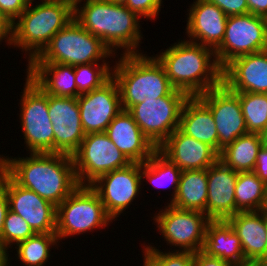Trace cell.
<instances>
[{"label": "cell", "mask_w": 267, "mask_h": 266, "mask_svg": "<svg viewBox=\"0 0 267 266\" xmlns=\"http://www.w3.org/2000/svg\"><path fill=\"white\" fill-rule=\"evenodd\" d=\"M261 139V145L263 148L267 149V125L266 127L259 133Z\"/></svg>", "instance_id": "cell-46"}, {"label": "cell", "mask_w": 267, "mask_h": 266, "mask_svg": "<svg viewBox=\"0 0 267 266\" xmlns=\"http://www.w3.org/2000/svg\"><path fill=\"white\" fill-rule=\"evenodd\" d=\"M74 7V19L92 35L100 38L112 53L118 48L122 54L141 53L138 48L143 38L141 18L125 5L109 0H85ZM81 6V7H80Z\"/></svg>", "instance_id": "cell-3"}, {"label": "cell", "mask_w": 267, "mask_h": 266, "mask_svg": "<svg viewBox=\"0 0 267 266\" xmlns=\"http://www.w3.org/2000/svg\"><path fill=\"white\" fill-rule=\"evenodd\" d=\"M58 241L56 233H35L16 245V258L24 266H44L50 257V246H56Z\"/></svg>", "instance_id": "cell-31"}, {"label": "cell", "mask_w": 267, "mask_h": 266, "mask_svg": "<svg viewBox=\"0 0 267 266\" xmlns=\"http://www.w3.org/2000/svg\"><path fill=\"white\" fill-rule=\"evenodd\" d=\"M227 221L241 240L246 260L258 261L267 257L265 208L259 211L238 212Z\"/></svg>", "instance_id": "cell-23"}, {"label": "cell", "mask_w": 267, "mask_h": 266, "mask_svg": "<svg viewBox=\"0 0 267 266\" xmlns=\"http://www.w3.org/2000/svg\"><path fill=\"white\" fill-rule=\"evenodd\" d=\"M231 263L206 255L202 251L194 253L193 266H229Z\"/></svg>", "instance_id": "cell-40"}, {"label": "cell", "mask_w": 267, "mask_h": 266, "mask_svg": "<svg viewBox=\"0 0 267 266\" xmlns=\"http://www.w3.org/2000/svg\"><path fill=\"white\" fill-rule=\"evenodd\" d=\"M179 129L197 141L211 146L218 153V132L210 109L197 97L183 104Z\"/></svg>", "instance_id": "cell-25"}, {"label": "cell", "mask_w": 267, "mask_h": 266, "mask_svg": "<svg viewBox=\"0 0 267 266\" xmlns=\"http://www.w3.org/2000/svg\"><path fill=\"white\" fill-rule=\"evenodd\" d=\"M9 248H5L0 244V266H8L10 265L9 252L7 251ZM9 259V260H8Z\"/></svg>", "instance_id": "cell-44"}, {"label": "cell", "mask_w": 267, "mask_h": 266, "mask_svg": "<svg viewBox=\"0 0 267 266\" xmlns=\"http://www.w3.org/2000/svg\"><path fill=\"white\" fill-rule=\"evenodd\" d=\"M172 45L155 57L175 89L195 97L222 83V68L214 50L189 40Z\"/></svg>", "instance_id": "cell-2"}, {"label": "cell", "mask_w": 267, "mask_h": 266, "mask_svg": "<svg viewBox=\"0 0 267 266\" xmlns=\"http://www.w3.org/2000/svg\"><path fill=\"white\" fill-rule=\"evenodd\" d=\"M265 225H266V232H267V209H265Z\"/></svg>", "instance_id": "cell-50"}, {"label": "cell", "mask_w": 267, "mask_h": 266, "mask_svg": "<svg viewBox=\"0 0 267 266\" xmlns=\"http://www.w3.org/2000/svg\"><path fill=\"white\" fill-rule=\"evenodd\" d=\"M267 50V19L252 13L228 16L221 45L215 50L223 69L234 58Z\"/></svg>", "instance_id": "cell-11"}, {"label": "cell", "mask_w": 267, "mask_h": 266, "mask_svg": "<svg viewBox=\"0 0 267 266\" xmlns=\"http://www.w3.org/2000/svg\"><path fill=\"white\" fill-rule=\"evenodd\" d=\"M58 1L69 3L74 8L76 5L80 4L83 0H58Z\"/></svg>", "instance_id": "cell-47"}, {"label": "cell", "mask_w": 267, "mask_h": 266, "mask_svg": "<svg viewBox=\"0 0 267 266\" xmlns=\"http://www.w3.org/2000/svg\"><path fill=\"white\" fill-rule=\"evenodd\" d=\"M238 172L217 160L207 169L206 215L211 220H227L236 214L235 187Z\"/></svg>", "instance_id": "cell-21"}, {"label": "cell", "mask_w": 267, "mask_h": 266, "mask_svg": "<svg viewBox=\"0 0 267 266\" xmlns=\"http://www.w3.org/2000/svg\"><path fill=\"white\" fill-rule=\"evenodd\" d=\"M30 154V157L14 159L1 155V168L18 185L34 191L57 207L79 186L72 156Z\"/></svg>", "instance_id": "cell-1"}, {"label": "cell", "mask_w": 267, "mask_h": 266, "mask_svg": "<svg viewBox=\"0 0 267 266\" xmlns=\"http://www.w3.org/2000/svg\"><path fill=\"white\" fill-rule=\"evenodd\" d=\"M208 195L207 169L183 170L176 195L170 205L206 214Z\"/></svg>", "instance_id": "cell-27"}, {"label": "cell", "mask_w": 267, "mask_h": 266, "mask_svg": "<svg viewBox=\"0 0 267 266\" xmlns=\"http://www.w3.org/2000/svg\"><path fill=\"white\" fill-rule=\"evenodd\" d=\"M105 133L132 163L142 164L157 151L128 111L122 110L108 125Z\"/></svg>", "instance_id": "cell-22"}, {"label": "cell", "mask_w": 267, "mask_h": 266, "mask_svg": "<svg viewBox=\"0 0 267 266\" xmlns=\"http://www.w3.org/2000/svg\"><path fill=\"white\" fill-rule=\"evenodd\" d=\"M161 252L149 244L144 246L145 266H193L194 253L189 251Z\"/></svg>", "instance_id": "cell-34"}, {"label": "cell", "mask_w": 267, "mask_h": 266, "mask_svg": "<svg viewBox=\"0 0 267 266\" xmlns=\"http://www.w3.org/2000/svg\"><path fill=\"white\" fill-rule=\"evenodd\" d=\"M157 214L153 220L167 245L178 246V251H202L206 228L211 221L205 213L179 209L168 203Z\"/></svg>", "instance_id": "cell-12"}, {"label": "cell", "mask_w": 267, "mask_h": 266, "mask_svg": "<svg viewBox=\"0 0 267 266\" xmlns=\"http://www.w3.org/2000/svg\"><path fill=\"white\" fill-rule=\"evenodd\" d=\"M9 210L20 215L35 233H56V206L18 185L6 173Z\"/></svg>", "instance_id": "cell-17"}, {"label": "cell", "mask_w": 267, "mask_h": 266, "mask_svg": "<svg viewBox=\"0 0 267 266\" xmlns=\"http://www.w3.org/2000/svg\"><path fill=\"white\" fill-rule=\"evenodd\" d=\"M212 112L218 132V154L247 132L238 93L223 82L197 96Z\"/></svg>", "instance_id": "cell-13"}, {"label": "cell", "mask_w": 267, "mask_h": 266, "mask_svg": "<svg viewBox=\"0 0 267 266\" xmlns=\"http://www.w3.org/2000/svg\"><path fill=\"white\" fill-rule=\"evenodd\" d=\"M108 62L89 63L74 66L78 92L84 94L101 87L112 77V67ZM111 71V72H110Z\"/></svg>", "instance_id": "cell-33"}, {"label": "cell", "mask_w": 267, "mask_h": 266, "mask_svg": "<svg viewBox=\"0 0 267 266\" xmlns=\"http://www.w3.org/2000/svg\"><path fill=\"white\" fill-rule=\"evenodd\" d=\"M229 266H258L255 260H244L241 262L231 263Z\"/></svg>", "instance_id": "cell-45"}, {"label": "cell", "mask_w": 267, "mask_h": 266, "mask_svg": "<svg viewBox=\"0 0 267 266\" xmlns=\"http://www.w3.org/2000/svg\"><path fill=\"white\" fill-rule=\"evenodd\" d=\"M253 172L267 185V149L259 150Z\"/></svg>", "instance_id": "cell-41"}, {"label": "cell", "mask_w": 267, "mask_h": 266, "mask_svg": "<svg viewBox=\"0 0 267 266\" xmlns=\"http://www.w3.org/2000/svg\"><path fill=\"white\" fill-rule=\"evenodd\" d=\"M98 194L89 185H79L56 207L58 240L104 228L112 222Z\"/></svg>", "instance_id": "cell-7"}, {"label": "cell", "mask_w": 267, "mask_h": 266, "mask_svg": "<svg viewBox=\"0 0 267 266\" xmlns=\"http://www.w3.org/2000/svg\"><path fill=\"white\" fill-rule=\"evenodd\" d=\"M120 57L112 68V77L118 84L123 110L128 111L145 98L167 96L175 89L156 57L143 53L121 54Z\"/></svg>", "instance_id": "cell-5"}, {"label": "cell", "mask_w": 267, "mask_h": 266, "mask_svg": "<svg viewBox=\"0 0 267 266\" xmlns=\"http://www.w3.org/2000/svg\"><path fill=\"white\" fill-rule=\"evenodd\" d=\"M113 3H117V4H121V5H125L127 0H109Z\"/></svg>", "instance_id": "cell-49"}, {"label": "cell", "mask_w": 267, "mask_h": 266, "mask_svg": "<svg viewBox=\"0 0 267 266\" xmlns=\"http://www.w3.org/2000/svg\"><path fill=\"white\" fill-rule=\"evenodd\" d=\"M34 234L35 232L20 215L8 210L3 224L0 244L5 248H12L11 245H17Z\"/></svg>", "instance_id": "cell-35"}, {"label": "cell", "mask_w": 267, "mask_h": 266, "mask_svg": "<svg viewBox=\"0 0 267 266\" xmlns=\"http://www.w3.org/2000/svg\"><path fill=\"white\" fill-rule=\"evenodd\" d=\"M157 150L181 171L208 169L219 159L211 146L184 134L179 128Z\"/></svg>", "instance_id": "cell-19"}, {"label": "cell", "mask_w": 267, "mask_h": 266, "mask_svg": "<svg viewBox=\"0 0 267 266\" xmlns=\"http://www.w3.org/2000/svg\"><path fill=\"white\" fill-rule=\"evenodd\" d=\"M72 158L79 185H90L101 175L132 163L105 132L85 134Z\"/></svg>", "instance_id": "cell-10"}, {"label": "cell", "mask_w": 267, "mask_h": 266, "mask_svg": "<svg viewBox=\"0 0 267 266\" xmlns=\"http://www.w3.org/2000/svg\"><path fill=\"white\" fill-rule=\"evenodd\" d=\"M26 0H0V15L11 26L26 10Z\"/></svg>", "instance_id": "cell-37"}, {"label": "cell", "mask_w": 267, "mask_h": 266, "mask_svg": "<svg viewBox=\"0 0 267 266\" xmlns=\"http://www.w3.org/2000/svg\"><path fill=\"white\" fill-rule=\"evenodd\" d=\"M217 5L227 16L249 13L246 0H207Z\"/></svg>", "instance_id": "cell-38"}, {"label": "cell", "mask_w": 267, "mask_h": 266, "mask_svg": "<svg viewBox=\"0 0 267 266\" xmlns=\"http://www.w3.org/2000/svg\"><path fill=\"white\" fill-rule=\"evenodd\" d=\"M267 204V185L253 171L238 172L235 187L236 214L263 210Z\"/></svg>", "instance_id": "cell-29"}, {"label": "cell", "mask_w": 267, "mask_h": 266, "mask_svg": "<svg viewBox=\"0 0 267 266\" xmlns=\"http://www.w3.org/2000/svg\"><path fill=\"white\" fill-rule=\"evenodd\" d=\"M222 82L234 92L267 94V50L234 58L222 69Z\"/></svg>", "instance_id": "cell-18"}, {"label": "cell", "mask_w": 267, "mask_h": 266, "mask_svg": "<svg viewBox=\"0 0 267 266\" xmlns=\"http://www.w3.org/2000/svg\"><path fill=\"white\" fill-rule=\"evenodd\" d=\"M27 75L45 93L55 97L77 98L74 66L60 63H28Z\"/></svg>", "instance_id": "cell-24"}, {"label": "cell", "mask_w": 267, "mask_h": 266, "mask_svg": "<svg viewBox=\"0 0 267 266\" xmlns=\"http://www.w3.org/2000/svg\"><path fill=\"white\" fill-rule=\"evenodd\" d=\"M249 13L267 19V0H246Z\"/></svg>", "instance_id": "cell-42"}, {"label": "cell", "mask_w": 267, "mask_h": 266, "mask_svg": "<svg viewBox=\"0 0 267 266\" xmlns=\"http://www.w3.org/2000/svg\"><path fill=\"white\" fill-rule=\"evenodd\" d=\"M8 210L9 206L6 189V172L1 168L0 155V237L2 234L3 224Z\"/></svg>", "instance_id": "cell-39"}, {"label": "cell", "mask_w": 267, "mask_h": 266, "mask_svg": "<svg viewBox=\"0 0 267 266\" xmlns=\"http://www.w3.org/2000/svg\"><path fill=\"white\" fill-rule=\"evenodd\" d=\"M49 118L54 131V153L72 156L85 137L77 98L48 95Z\"/></svg>", "instance_id": "cell-16"}, {"label": "cell", "mask_w": 267, "mask_h": 266, "mask_svg": "<svg viewBox=\"0 0 267 266\" xmlns=\"http://www.w3.org/2000/svg\"><path fill=\"white\" fill-rule=\"evenodd\" d=\"M141 180V163H131L101 175L89 186L100 197L106 213L115 219L139 196Z\"/></svg>", "instance_id": "cell-14"}, {"label": "cell", "mask_w": 267, "mask_h": 266, "mask_svg": "<svg viewBox=\"0 0 267 266\" xmlns=\"http://www.w3.org/2000/svg\"><path fill=\"white\" fill-rule=\"evenodd\" d=\"M258 266H267V257L257 261Z\"/></svg>", "instance_id": "cell-48"}, {"label": "cell", "mask_w": 267, "mask_h": 266, "mask_svg": "<svg viewBox=\"0 0 267 266\" xmlns=\"http://www.w3.org/2000/svg\"><path fill=\"white\" fill-rule=\"evenodd\" d=\"M85 134L105 132L123 110L117 82L111 77L101 87L77 97Z\"/></svg>", "instance_id": "cell-15"}, {"label": "cell", "mask_w": 267, "mask_h": 266, "mask_svg": "<svg viewBox=\"0 0 267 266\" xmlns=\"http://www.w3.org/2000/svg\"><path fill=\"white\" fill-rule=\"evenodd\" d=\"M188 11L185 33L189 41L215 51L223 41L228 16L207 0H195Z\"/></svg>", "instance_id": "cell-20"}, {"label": "cell", "mask_w": 267, "mask_h": 266, "mask_svg": "<svg viewBox=\"0 0 267 266\" xmlns=\"http://www.w3.org/2000/svg\"><path fill=\"white\" fill-rule=\"evenodd\" d=\"M162 0H127L125 6L140 18L154 20L160 12Z\"/></svg>", "instance_id": "cell-36"}, {"label": "cell", "mask_w": 267, "mask_h": 266, "mask_svg": "<svg viewBox=\"0 0 267 266\" xmlns=\"http://www.w3.org/2000/svg\"><path fill=\"white\" fill-rule=\"evenodd\" d=\"M115 55L102 42L84 29L74 18L50 40L43 51L30 63H60L82 65L106 62Z\"/></svg>", "instance_id": "cell-6"}, {"label": "cell", "mask_w": 267, "mask_h": 266, "mask_svg": "<svg viewBox=\"0 0 267 266\" xmlns=\"http://www.w3.org/2000/svg\"><path fill=\"white\" fill-rule=\"evenodd\" d=\"M9 39H10V25L0 15V42L2 40H5V42L9 43Z\"/></svg>", "instance_id": "cell-43"}, {"label": "cell", "mask_w": 267, "mask_h": 266, "mask_svg": "<svg viewBox=\"0 0 267 266\" xmlns=\"http://www.w3.org/2000/svg\"><path fill=\"white\" fill-rule=\"evenodd\" d=\"M28 3H32L34 0H26Z\"/></svg>", "instance_id": "cell-51"}, {"label": "cell", "mask_w": 267, "mask_h": 266, "mask_svg": "<svg viewBox=\"0 0 267 266\" xmlns=\"http://www.w3.org/2000/svg\"><path fill=\"white\" fill-rule=\"evenodd\" d=\"M261 147L259 133L248 132L222 150L219 154V160L237 172L254 171Z\"/></svg>", "instance_id": "cell-28"}, {"label": "cell", "mask_w": 267, "mask_h": 266, "mask_svg": "<svg viewBox=\"0 0 267 266\" xmlns=\"http://www.w3.org/2000/svg\"><path fill=\"white\" fill-rule=\"evenodd\" d=\"M73 18L74 8L66 2L41 0L33 7L28 3L26 10L10 26L7 45H14L29 54L30 63Z\"/></svg>", "instance_id": "cell-4"}, {"label": "cell", "mask_w": 267, "mask_h": 266, "mask_svg": "<svg viewBox=\"0 0 267 266\" xmlns=\"http://www.w3.org/2000/svg\"><path fill=\"white\" fill-rule=\"evenodd\" d=\"M19 104L24 142L29 153H54V131L48 112V94L28 76Z\"/></svg>", "instance_id": "cell-9"}, {"label": "cell", "mask_w": 267, "mask_h": 266, "mask_svg": "<svg viewBox=\"0 0 267 266\" xmlns=\"http://www.w3.org/2000/svg\"><path fill=\"white\" fill-rule=\"evenodd\" d=\"M202 252L229 263L246 260L241 240L227 220H211L208 223Z\"/></svg>", "instance_id": "cell-26"}, {"label": "cell", "mask_w": 267, "mask_h": 266, "mask_svg": "<svg viewBox=\"0 0 267 266\" xmlns=\"http://www.w3.org/2000/svg\"><path fill=\"white\" fill-rule=\"evenodd\" d=\"M181 172L175 164L171 163L158 150L146 162L141 164L142 179H147L157 188H166L170 184L173 186L174 191L171 201L176 195Z\"/></svg>", "instance_id": "cell-30"}, {"label": "cell", "mask_w": 267, "mask_h": 266, "mask_svg": "<svg viewBox=\"0 0 267 266\" xmlns=\"http://www.w3.org/2000/svg\"><path fill=\"white\" fill-rule=\"evenodd\" d=\"M188 98L185 92L174 89L164 97L145 98L144 102L133 105L128 112L144 135L158 148L179 128L181 110Z\"/></svg>", "instance_id": "cell-8"}, {"label": "cell", "mask_w": 267, "mask_h": 266, "mask_svg": "<svg viewBox=\"0 0 267 266\" xmlns=\"http://www.w3.org/2000/svg\"><path fill=\"white\" fill-rule=\"evenodd\" d=\"M237 93L247 132L260 133L267 125V94Z\"/></svg>", "instance_id": "cell-32"}]
</instances>
